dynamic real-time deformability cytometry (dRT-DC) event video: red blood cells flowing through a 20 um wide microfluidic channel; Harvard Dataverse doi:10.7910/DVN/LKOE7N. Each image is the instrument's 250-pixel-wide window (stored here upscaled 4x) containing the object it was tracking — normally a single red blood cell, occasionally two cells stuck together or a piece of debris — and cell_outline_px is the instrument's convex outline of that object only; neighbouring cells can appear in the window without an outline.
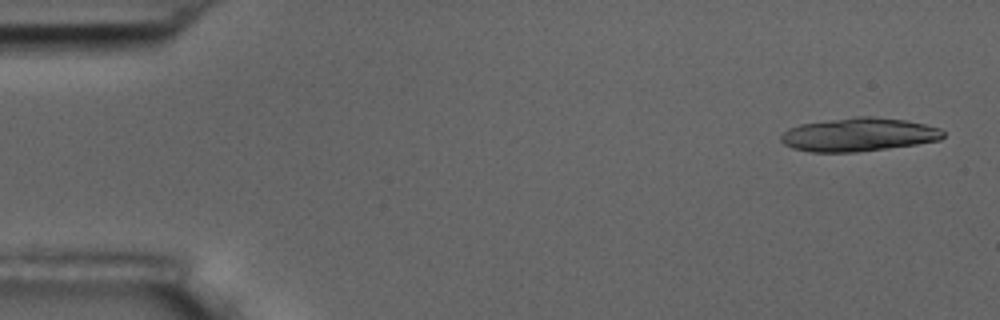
{"species": "common noctule bat (a hibernating species)", "species_latin": "Nyctalus noctula", "temperature_condition": "room temperature", "stored_images_in_passage": 5, "camera_frame_rate_fps": 3000, "um_per_image_px": 0.085, "animal": {"sex": "male", "body_mass_g": 17.5, "forearm_length_mm": 52.3}, "frame": {"image": 1, "passage_image": 1, "time_ms": 0.0, "image_size_px": [1000, 320], "cell_outline_px": [[944, 136], [940, 140], [916, 144], [888, 148], [856, 152], [808, 152], [792, 148], [784, 144], [780, 140], [780, 136], [788, 128], [800, 124], [852, 116], [872, 116], [904, 120], [924, 124], [940, 128], [944, 132]], "centroid_in_image_um": [72.96, 11.44], "position_along_channel_um": 12.0, "area_um2": 31.79}}
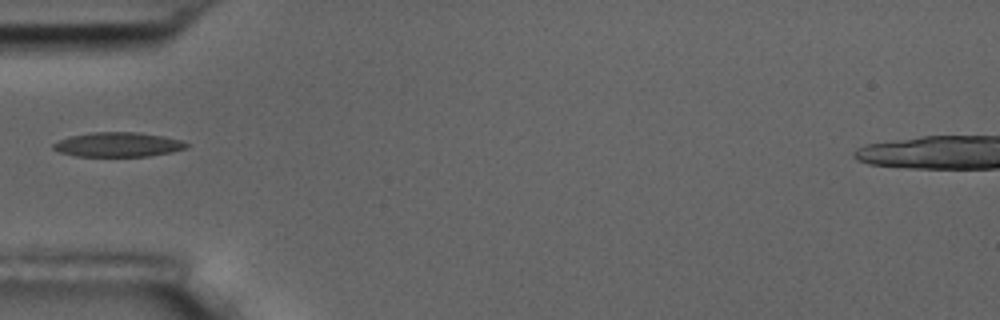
{"frame": {"image": 2, "passage_image": 5, "time_ms": 5.333, "image_size_px": [1000, 320], "cell_outline_px": [[188, 148], [172, 152], [148, 156], [76, 156], [60, 152], [52, 148], [52, 144], [68, 136], [92, 132], [140, 132], [164, 136], [180, 140], [188, 144]], "centroid_in_image_um": [10.04, 12.28], "position_along_channel_um": 75.0, "area_um2": 19.07}}